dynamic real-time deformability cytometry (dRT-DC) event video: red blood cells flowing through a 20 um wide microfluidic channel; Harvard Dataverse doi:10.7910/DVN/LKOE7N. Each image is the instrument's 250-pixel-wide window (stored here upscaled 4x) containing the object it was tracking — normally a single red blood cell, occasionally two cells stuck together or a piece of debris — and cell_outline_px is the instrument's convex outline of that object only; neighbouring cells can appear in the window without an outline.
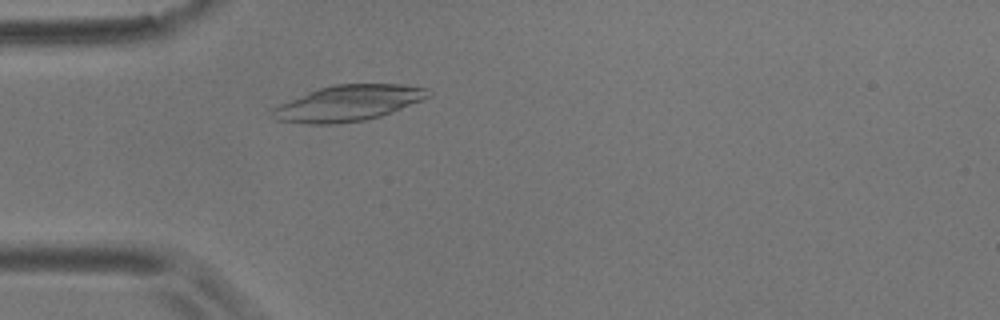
{"species": "common noctule bat (a hibernating species)", "species_latin": "Nyctalus noctula", "temperature_condition": "room temperature", "stored_images_in_passage": 43, "camera_frame_rate_fps": 3000, "um_per_image_px": 0.085, "animal": {"sex": "male", "body_mass_g": 17.9}, "frame": {"image": 1, "passage_image": 9, "time_ms": 2.667, "image_size_px": [1000, 320], "cell_outline_px": [[432, 96], [392, 112], [380, 116], [364, 120], [336, 124], [308, 124], [276, 120], [268, 116], [272, 108], [280, 104], [308, 92], [320, 88], [336, 84], [400, 84], [428, 88], [432, 92]], "centroid_in_image_um": [29.59, 8.77], "position_along_channel_um": 55.4, "area_um2": 32.6}}
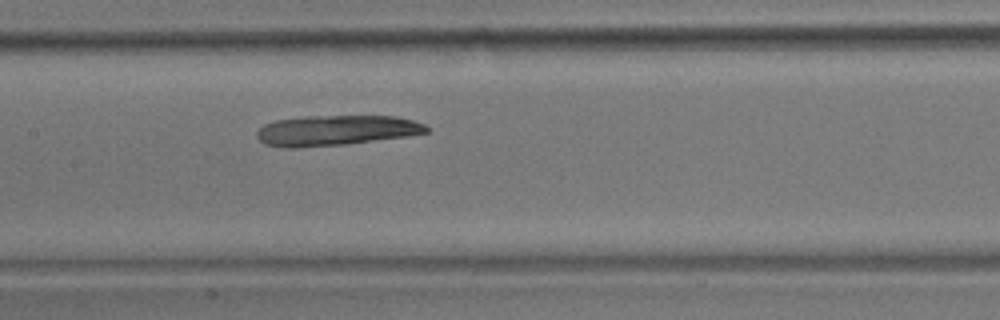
{"frame": {"image": 2, "passage_image": 20, "time_ms": 6.333, "image_size_px": [1000, 320], "cell_outline_px": [[428, 132], [408, 136], [344, 144], [296, 148], [280, 148], [264, 144], [256, 136], [256, 132], [264, 124], [276, 120], [308, 116], [396, 116], [412, 120], [424, 124], [428, 128]], "centroid_in_image_um": [28.52, 11.09], "position_along_channel_um": 178.9, "area_um2": 29.94}}
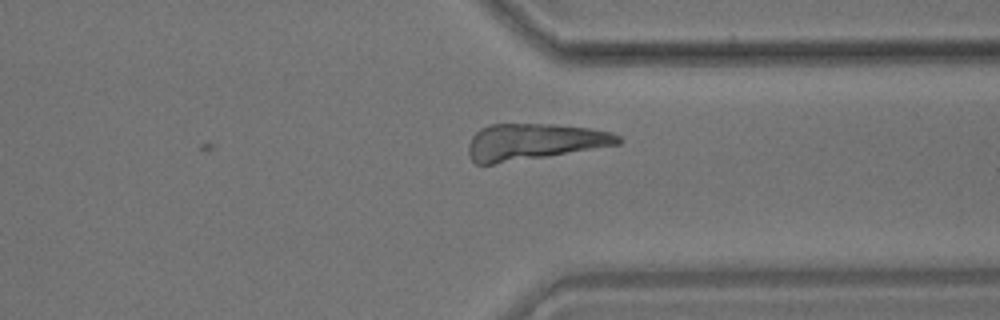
{"frame": {"image": 3, "passage_image": 36, "time_ms": 11.667, "image_size_px": [1000, 320], "cell_outline_px": [[620, 144], [544, 156], [492, 164], [476, 164], [468, 156], [468, 144], [472, 136], [480, 128], [488, 124], [552, 124], [588, 128], [612, 132], [620, 136]], "centroid_in_image_um": [45.33, 12.03], "position_along_channel_um": 366.1, "area_um2": 31.33}}